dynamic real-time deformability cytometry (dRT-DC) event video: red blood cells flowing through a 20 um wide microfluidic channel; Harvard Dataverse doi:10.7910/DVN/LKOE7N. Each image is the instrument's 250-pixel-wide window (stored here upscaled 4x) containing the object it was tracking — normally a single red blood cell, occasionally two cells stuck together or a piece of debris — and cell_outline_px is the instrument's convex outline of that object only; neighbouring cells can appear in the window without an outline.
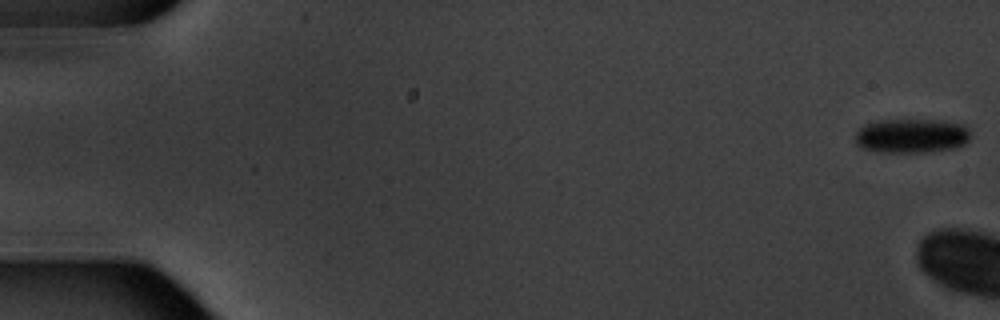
{"species": "common noctule bat (a hibernating species)", "species_latin": "Nyctalus noctula", "temperature_condition": "warm", "stored_images_in_passage": 10, "camera_frame_rate_fps": 3000, "um_per_image_px": 0.085, "animal": {"sex": "male", "body_mass_g": 20.1, "forearm_length_mm": 53.5}, "frame": {"image": 1, "passage_image": 1, "time_ms": 0.0, "image_size_px": [1000, 320], "cell_outline_px": [[968, 140], [964, 144], [956, 148], [932, 152], [880, 152], [860, 148], [856, 144], [856, 132], [864, 124], [880, 120], [940, 120], [964, 124], [968, 128]], "centroid_in_image_um": [77.47, 11.55], "position_along_channel_um": 7.5, "area_um2": 23.24}}